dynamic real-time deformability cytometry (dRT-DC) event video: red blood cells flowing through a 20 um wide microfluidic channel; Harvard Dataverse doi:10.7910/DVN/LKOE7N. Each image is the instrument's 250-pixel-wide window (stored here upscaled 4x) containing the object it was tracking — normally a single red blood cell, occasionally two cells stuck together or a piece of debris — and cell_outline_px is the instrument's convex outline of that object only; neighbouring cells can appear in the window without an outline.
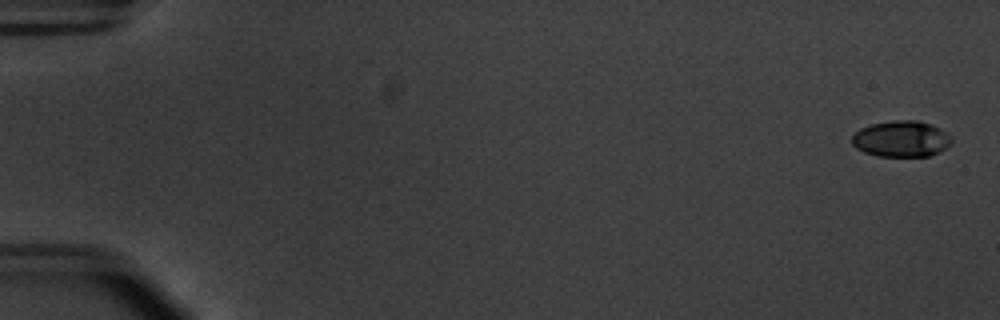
{"species": "common noctule bat (a hibernating species)", "species_latin": "Nyctalus noctula", "temperature_condition": "warm", "stored_images_in_passage": 43, "camera_frame_rate_fps": 3000, "um_per_image_px": 0.085, "animal": {"sex": "male", "body_mass_g": 20.1, "forearm_length_mm": 53.5}, "frame": {"image": 1, "passage_image": 2, "time_ms": 0.333, "image_size_px": [1000, 320], "cell_outline_px": [[952, 144], [928, 156], [876, 156], [864, 152], [856, 148], [852, 144], [852, 136], [860, 128], [872, 124], [892, 120], [916, 120], [940, 128], [952, 136]], "centroid_in_image_um": [76.6, 11.8], "position_along_channel_um": 8.4, "area_um2": 20.92}}
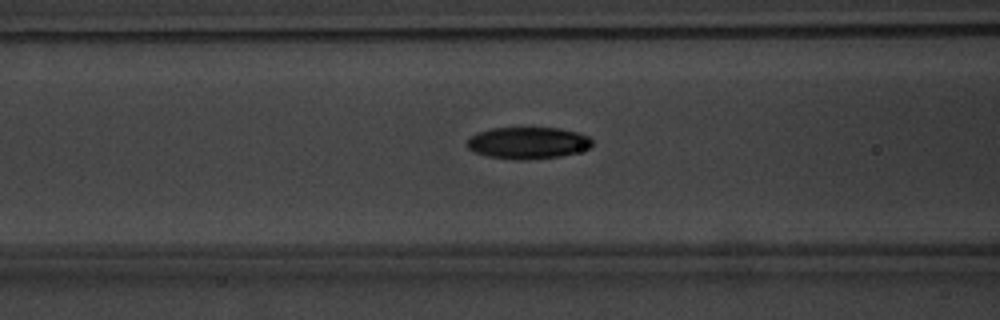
{"frame": {"image": 2, "passage_image": 24, "time_ms": 7.667, "image_size_px": [1000, 320], "cell_outline_px": [[592, 148], [560, 156], [524, 160], [520, 160], [488, 156], [476, 152], [468, 148], [468, 140], [472, 136], [480, 132], [492, 128], [560, 128], [576, 132], [588, 136], [592, 140]], "centroid_in_image_um": [44.92, 12.14], "position_along_channel_um": 121.7, "area_um2": 22.89}}
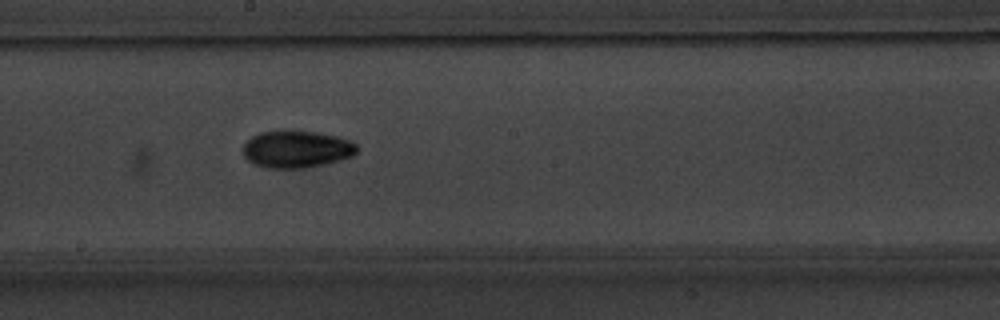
{"frame": {"image": 3, "passage_image": 32, "time_ms": 10.333, "image_size_px": [1000, 320], "cell_outline_px": [[360, 148], [352, 156], [340, 160], [324, 164], [304, 168], [264, 168], [248, 160], [244, 156], [244, 144], [252, 136], [260, 132], [288, 128], [292, 128], [316, 132], [336, 136], [352, 140]], "centroid_in_image_um": [25.23, 12.64], "position_along_channel_um": 223.0, "area_um2": 25.26}}